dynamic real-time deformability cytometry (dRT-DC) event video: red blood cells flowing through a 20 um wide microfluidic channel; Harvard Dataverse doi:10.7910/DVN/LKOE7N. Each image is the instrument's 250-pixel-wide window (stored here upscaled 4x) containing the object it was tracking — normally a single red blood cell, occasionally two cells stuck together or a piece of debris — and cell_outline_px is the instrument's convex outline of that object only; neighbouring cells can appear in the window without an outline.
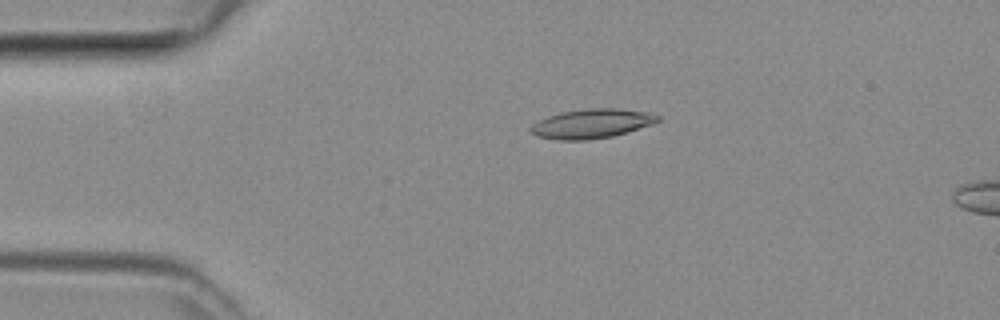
{"species": "common noctule bat (a hibernating species)", "species_latin": "Nyctalus noctula", "temperature_condition": "room temperature", "stored_images_in_passage": 14, "camera_frame_rate_fps": 3000, "um_per_image_px": 0.085, "animal": {"sex": "female", "body_mass_g": 29.2, "forearm_length_mm": 56.3}, "frame": {"image": 1, "passage_image": 10, "time_ms": 3.0, "image_size_px": [1000, 320], "cell_outline_px": [[660, 120], [652, 124], [612, 136], [588, 140], [560, 140], [536, 136], [528, 128], [532, 124], [548, 116], [560, 112], [588, 108], [616, 108], [644, 112], [660, 116]], "centroid_in_image_um": [50.25, 10.51], "position_along_channel_um": 34.7, "area_um2": 21.5}}